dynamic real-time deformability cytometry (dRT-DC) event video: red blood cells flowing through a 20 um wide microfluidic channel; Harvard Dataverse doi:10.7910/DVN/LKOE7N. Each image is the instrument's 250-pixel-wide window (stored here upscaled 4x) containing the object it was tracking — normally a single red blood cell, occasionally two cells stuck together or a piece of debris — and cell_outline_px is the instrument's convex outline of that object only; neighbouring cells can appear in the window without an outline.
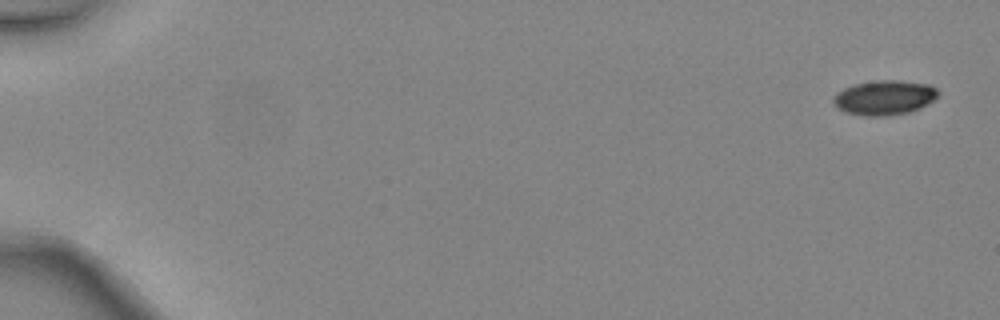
{"species": "common noctule bat (a hibernating species)", "species_latin": "Nyctalus noctula", "temperature_condition": "warm", "stored_images_in_passage": 5, "camera_frame_rate_fps": 3000, "um_per_image_px": 0.085, "animal": {"sex": "female", "body_mass_g": 24.6, "forearm_length_mm": 56.2}, "frame": {"image": 1, "passage_image": 1, "time_ms": 0.0, "image_size_px": [1000, 320], "cell_outline_px": [[940, 92], [932, 100], [920, 108], [908, 112], [888, 116], [864, 116], [844, 112], [832, 100], [836, 92], [844, 88], [856, 84], [876, 80], [900, 80], [928, 84], [936, 88]], "centroid_in_image_um": [75.17, 8.29], "position_along_channel_um": 9.8, "area_um2": 21.04}}
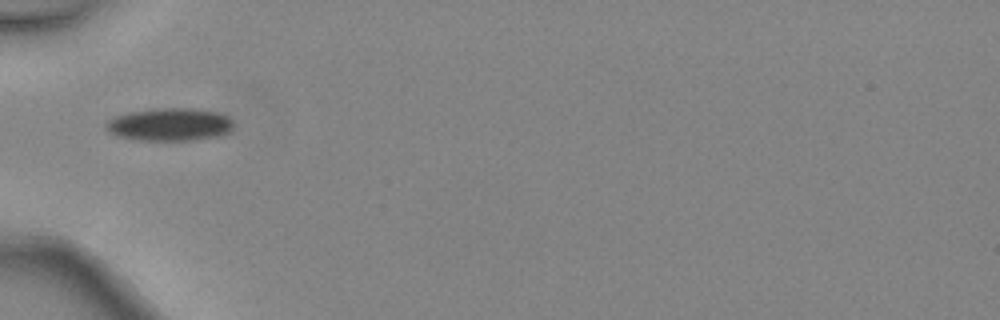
{"frame": {"image": 2, "passage_image": 5, "time_ms": 1.333, "image_size_px": [1000, 320], "cell_outline_px": [[232, 128], [228, 132], [220, 136], [192, 140], [136, 140], [116, 136], [108, 132], [104, 128], [104, 124], [108, 120], [116, 116], [128, 112], [152, 108], [196, 108], [216, 112], [228, 116], [232, 120]], "centroid_in_image_um": [14.39, 10.58], "position_along_channel_um": 70.6, "area_um2": 24.68}}